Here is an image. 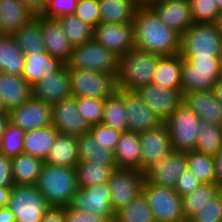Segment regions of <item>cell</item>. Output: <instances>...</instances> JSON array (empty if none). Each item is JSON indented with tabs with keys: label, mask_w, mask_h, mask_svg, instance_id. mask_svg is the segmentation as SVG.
Listing matches in <instances>:
<instances>
[{
	"label": "cell",
	"mask_w": 222,
	"mask_h": 222,
	"mask_svg": "<svg viewBox=\"0 0 222 222\" xmlns=\"http://www.w3.org/2000/svg\"><path fill=\"white\" fill-rule=\"evenodd\" d=\"M182 57L180 53L161 56L152 83L168 88L181 89Z\"/></svg>",
	"instance_id": "obj_30"
},
{
	"label": "cell",
	"mask_w": 222,
	"mask_h": 222,
	"mask_svg": "<svg viewBox=\"0 0 222 222\" xmlns=\"http://www.w3.org/2000/svg\"><path fill=\"white\" fill-rule=\"evenodd\" d=\"M77 143L79 162L102 163L117 168L114 151L100 147L90 133L78 136Z\"/></svg>",
	"instance_id": "obj_35"
},
{
	"label": "cell",
	"mask_w": 222,
	"mask_h": 222,
	"mask_svg": "<svg viewBox=\"0 0 222 222\" xmlns=\"http://www.w3.org/2000/svg\"><path fill=\"white\" fill-rule=\"evenodd\" d=\"M74 14L83 22L95 28L100 23L98 0H78Z\"/></svg>",
	"instance_id": "obj_49"
},
{
	"label": "cell",
	"mask_w": 222,
	"mask_h": 222,
	"mask_svg": "<svg viewBox=\"0 0 222 222\" xmlns=\"http://www.w3.org/2000/svg\"><path fill=\"white\" fill-rule=\"evenodd\" d=\"M18 47L26 54H43L45 52L42 36L41 15H36L28 24H25L14 35Z\"/></svg>",
	"instance_id": "obj_34"
},
{
	"label": "cell",
	"mask_w": 222,
	"mask_h": 222,
	"mask_svg": "<svg viewBox=\"0 0 222 222\" xmlns=\"http://www.w3.org/2000/svg\"><path fill=\"white\" fill-rule=\"evenodd\" d=\"M220 79V57L182 58V93L213 90Z\"/></svg>",
	"instance_id": "obj_5"
},
{
	"label": "cell",
	"mask_w": 222,
	"mask_h": 222,
	"mask_svg": "<svg viewBox=\"0 0 222 222\" xmlns=\"http://www.w3.org/2000/svg\"><path fill=\"white\" fill-rule=\"evenodd\" d=\"M161 56L139 49H132L118 57L117 88L136 91L151 84Z\"/></svg>",
	"instance_id": "obj_2"
},
{
	"label": "cell",
	"mask_w": 222,
	"mask_h": 222,
	"mask_svg": "<svg viewBox=\"0 0 222 222\" xmlns=\"http://www.w3.org/2000/svg\"><path fill=\"white\" fill-rule=\"evenodd\" d=\"M11 158L0 154V187H13Z\"/></svg>",
	"instance_id": "obj_52"
},
{
	"label": "cell",
	"mask_w": 222,
	"mask_h": 222,
	"mask_svg": "<svg viewBox=\"0 0 222 222\" xmlns=\"http://www.w3.org/2000/svg\"><path fill=\"white\" fill-rule=\"evenodd\" d=\"M186 169L187 152L172 151L144 173L145 180L156 186L174 189L176 180Z\"/></svg>",
	"instance_id": "obj_19"
},
{
	"label": "cell",
	"mask_w": 222,
	"mask_h": 222,
	"mask_svg": "<svg viewBox=\"0 0 222 222\" xmlns=\"http://www.w3.org/2000/svg\"><path fill=\"white\" fill-rule=\"evenodd\" d=\"M3 111L21 106L32 97V86L22 77L0 72Z\"/></svg>",
	"instance_id": "obj_24"
},
{
	"label": "cell",
	"mask_w": 222,
	"mask_h": 222,
	"mask_svg": "<svg viewBox=\"0 0 222 222\" xmlns=\"http://www.w3.org/2000/svg\"><path fill=\"white\" fill-rule=\"evenodd\" d=\"M70 206L74 209L97 213L106 220H115V212L111 207V194L108 183L78 188Z\"/></svg>",
	"instance_id": "obj_15"
},
{
	"label": "cell",
	"mask_w": 222,
	"mask_h": 222,
	"mask_svg": "<svg viewBox=\"0 0 222 222\" xmlns=\"http://www.w3.org/2000/svg\"><path fill=\"white\" fill-rule=\"evenodd\" d=\"M183 103H185L201 121L222 126V105L217 101L213 90L184 93Z\"/></svg>",
	"instance_id": "obj_22"
},
{
	"label": "cell",
	"mask_w": 222,
	"mask_h": 222,
	"mask_svg": "<svg viewBox=\"0 0 222 222\" xmlns=\"http://www.w3.org/2000/svg\"><path fill=\"white\" fill-rule=\"evenodd\" d=\"M141 147V172L145 173L154 163L163 161L173 151L165 123L139 133Z\"/></svg>",
	"instance_id": "obj_13"
},
{
	"label": "cell",
	"mask_w": 222,
	"mask_h": 222,
	"mask_svg": "<svg viewBox=\"0 0 222 222\" xmlns=\"http://www.w3.org/2000/svg\"><path fill=\"white\" fill-rule=\"evenodd\" d=\"M135 92L163 122L183 103L182 89H168L151 83Z\"/></svg>",
	"instance_id": "obj_14"
},
{
	"label": "cell",
	"mask_w": 222,
	"mask_h": 222,
	"mask_svg": "<svg viewBox=\"0 0 222 222\" xmlns=\"http://www.w3.org/2000/svg\"><path fill=\"white\" fill-rule=\"evenodd\" d=\"M216 184L222 186V150L213 156Z\"/></svg>",
	"instance_id": "obj_55"
},
{
	"label": "cell",
	"mask_w": 222,
	"mask_h": 222,
	"mask_svg": "<svg viewBox=\"0 0 222 222\" xmlns=\"http://www.w3.org/2000/svg\"><path fill=\"white\" fill-rule=\"evenodd\" d=\"M0 222H16L15 217L8 207H0Z\"/></svg>",
	"instance_id": "obj_57"
},
{
	"label": "cell",
	"mask_w": 222,
	"mask_h": 222,
	"mask_svg": "<svg viewBox=\"0 0 222 222\" xmlns=\"http://www.w3.org/2000/svg\"><path fill=\"white\" fill-rule=\"evenodd\" d=\"M58 133L53 125L25 132L23 153L45 161Z\"/></svg>",
	"instance_id": "obj_32"
},
{
	"label": "cell",
	"mask_w": 222,
	"mask_h": 222,
	"mask_svg": "<svg viewBox=\"0 0 222 222\" xmlns=\"http://www.w3.org/2000/svg\"><path fill=\"white\" fill-rule=\"evenodd\" d=\"M93 39L119 57L135 48L134 25L99 23L94 28Z\"/></svg>",
	"instance_id": "obj_17"
},
{
	"label": "cell",
	"mask_w": 222,
	"mask_h": 222,
	"mask_svg": "<svg viewBox=\"0 0 222 222\" xmlns=\"http://www.w3.org/2000/svg\"><path fill=\"white\" fill-rule=\"evenodd\" d=\"M142 194L151 208L155 222H186L182 199L173 188L156 186L145 180Z\"/></svg>",
	"instance_id": "obj_7"
},
{
	"label": "cell",
	"mask_w": 222,
	"mask_h": 222,
	"mask_svg": "<svg viewBox=\"0 0 222 222\" xmlns=\"http://www.w3.org/2000/svg\"><path fill=\"white\" fill-rule=\"evenodd\" d=\"M220 79H222V56L220 57Z\"/></svg>",
	"instance_id": "obj_63"
},
{
	"label": "cell",
	"mask_w": 222,
	"mask_h": 222,
	"mask_svg": "<svg viewBox=\"0 0 222 222\" xmlns=\"http://www.w3.org/2000/svg\"><path fill=\"white\" fill-rule=\"evenodd\" d=\"M188 222H222V191L208 201Z\"/></svg>",
	"instance_id": "obj_46"
},
{
	"label": "cell",
	"mask_w": 222,
	"mask_h": 222,
	"mask_svg": "<svg viewBox=\"0 0 222 222\" xmlns=\"http://www.w3.org/2000/svg\"><path fill=\"white\" fill-rule=\"evenodd\" d=\"M8 124H9L8 112L6 111L0 112V141Z\"/></svg>",
	"instance_id": "obj_58"
},
{
	"label": "cell",
	"mask_w": 222,
	"mask_h": 222,
	"mask_svg": "<svg viewBox=\"0 0 222 222\" xmlns=\"http://www.w3.org/2000/svg\"><path fill=\"white\" fill-rule=\"evenodd\" d=\"M12 187H0V207H7Z\"/></svg>",
	"instance_id": "obj_56"
},
{
	"label": "cell",
	"mask_w": 222,
	"mask_h": 222,
	"mask_svg": "<svg viewBox=\"0 0 222 222\" xmlns=\"http://www.w3.org/2000/svg\"><path fill=\"white\" fill-rule=\"evenodd\" d=\"M73 97L107 99L117 91L116 74L69 69Z\"/></svg>",
	"instance_id": "obj_8"
},
{
	"label": "cell",
	"mask_w": 222,
	"mask_h": 222,
	"mask_svg": "<svg viewBox=\"0 0 222 222\" xmlns=\"http://www.w3.org/2000/svg\"><path fill=\"white\" fill-rule=\"evenodd\" d=\"M44 163L75 168L79 163L77 136L58 133Z\"/></svg>",
	"instance_id": "obj_27"
},
{
	"label": "cell",
	"mask_w": 222,
	"mask_h": 222,
	"mask_svg": "<svg viewBox=\"0 0 222 222\" xmlns=\"http://www.w3.org/2000/svg\"><path fill=\"white\" fill-rule=\"evenodd\" d=\"M7 207L16 222H41L50 205L36 185H13Z\"/></svg>",
	"instance_id": "obj_10"
},
{
	"label": "cell",
	"mask_w": 222,
	"mask_h": 222,
	"mask_svg": "<svg viewBox=\"0 0 222 222\" xmlns=\"http://www.w3.org/2000/svg\"><path fill=\"white\" fill-rule=\"evenodd\" d=\"M20 1L36 15H41L47 4V0H20Z\"/></svg>",
	"instance_id": "obj_54"
},
{
	"label": "cell",
	"mask_w": 222,
	"mask_h": 222,
	"mask_svg": "<svg viewBox=\"0 0 222 222\" xmlns=\"http://www.w3.org/2000/svg\"><path fill=\"white\" fill-rule=\"evenodd\" d=\"M194 23H216L222 13L215 0H189Z\"/></svg>",
	"instance_id": "obj_44"
},
{
	"label": "cell",
	"mask_w": 222,
	"mask_h": 222,
	"mask_svg": "<svg viewBox=\"0 0 222 222\" xmlns=\"http://www.w3.org/2000/svg\"><path fill=\"white\" fill-rule=\"evenodd\" d=\"M71 96L72 92L67 64H64L50 77L32 85V97L50 105Z\"/></svg>",
	"instance_id": "obj_20"
},
{
	"label": "cell",
	"mask_w": 222,
	"mask_h": 222,
	"mask_svg": "<svg viewBox=\"0 0 222 222\" xmlns=\"http://www.w3.org/2000/svg\"><path fill=\"white\" fill-rule=\"evenodd\" d=\"M14 185H36L44 164L40 158L21 153L11 158Z\"/></svg>",
	"instance_id": "obj_33"
},
{
	"label": "cell",
	"mask_w": 222,
	"mask_h": 222,
	"mask_svg": "<svg viewBox=\"0 0 222 222\" xmlns=\"http://www.w3.org/2000/svg\"><path fill=\"white\" fill-rule=\"evenodd\" d=\"M65 222H105L106 219L94 212L74 209L70 205L64 207Z\"/></svg>",
	"instance_id": "obj_51"
},
{
	"label": "cell",
	"mask_w": 222,
	"mask_h": 222,
	"mask_svg": "<svg viewBox=\"0 0 222 222\" xmlns=\"http://www.w3.org/2000/svg\"><path fill=\"white\" fill-rule=\"evenodd\" d=\"M69 69L117 74L118 57L109 49L92 39L73 47L71 58L67 63Z\"/></svg>",
	"instance_id": "obj_6"
},
{
	"label": "cell",
	"mask_w": 222,
	"mask_h": 222,
	"mask_svg": "<svg viewBox=\"0 0 222 222\" xmlns=\"http://www.w3.org/2000/svg\"><path fill=\"white\" fill-rule=\"evenodd\" d=\"M35 17L20 0H0V35H14Z\"/></svg>",
	"instance_id": "obj_25"
},
{
	"label": "cell",
	"mask_w": 222,
	"mask_h": 222,
	"mask_svg": "<svg viewBox=\"0 0 222 222\" xmlns=\"http://www.w3.org/2000/svg\"><path fill=\"white\" fill-rule=\"evenodd\" d=\"M140 7H150L155 0H134Z\"/></svg>",
	"instance_id": "obj_60"
},
{
	"label": "cell",
	"mask_w": 222,
	"mask_h": 222,
	"mask_svg": "<svg viewBox=\"0 0 222 222\" xmlns=\"http://www.w3.org/2000/svg\"><path fill=\"white\" fill-rule=\"evenodd\" d=\"M203 182L195 176L188 168L182 172L179 178L176 180L174 190L184 197L185 195L190 194L196 188L200 187Z\"/></svg>",
	"instance_id": "obj_50"
},
{
	"label": "cell",
	"mask_w": 222,
	"mask_h": 222,
	"mask_svg": "<svg viewBox=\"0 0 222 222\" xmlns=\"http://www.w3.org/2000/svg\"><path fill=\"white\" fill-rule=\"evenodd\" d=\"M75 170L78 188H85L107 183L114 168L102 163L79 162Z\"/></svg>",
	"instance_id": "obj_36"
},
{
	"label": "cell",
	"mask_w": 222,
	"mask_h": 222,
	"mask_svg": "<svg viewBox=\"0 0 222 222\" xmlns=\"http://www.w3.org/2000/svg\"><path fill=\"white\" fill-rule=\"evenodd\" d=\"M50 207H66L78 190L74 167L44 163L36 184Z\"/></svg>",
	"instance_id": "obj_3"
},
{
	"label": "cell",
	"mask_w": 222,
	"mask_h": 222,
	"mask_svg": "<svg viewBox=\"0 0 222 222\" xmlns=\"http://www.w3.org/2000/svg\"><path fill=\"white\" fill-rule=\"evenodd\" d=\"M64 64L46 51L43 54H26L22 77L32 86L36 82L50 77Z\"/></svg>",
	"instance_id": "obj_26"
},
{
	"label": "cell",
	"mask_w": 222,
	"mask_h": 222,
	"mask_svg": "<svg viewBox=\"0 0 222 222\" xmlns=\"http://www.w3.org/2000/svg\"><path fill=\"white\" fill-rule=\"evenodd\" d=\"M105 222H115V220H106Z\"/></svg>",
	"instance_id": "obj_65"
},
{
	"label": "cell",
	"mask_w": 222,
	"mask_h": 222,
	"mask_svg": "<svg viewBox=\"0 0 222 222\" xmlns=\"http://www.w3.org/2000/svg\"><path fill=\"white\" fill-rule=\"evenodd\" d=\"M8 114L9 122L25 132L52 125V105L33 97Z\"/></svg>",
	"instance_id": "obj_12"
},
{
	"label": "cell",
	"mask_w": 222,
	"mask_h": 222,
	"mask_svg": "<svg viewBox=\"0 0 222 222\" xmlns=\"http://www.w3.org/2000/svg\"><path fill=\"white\" fill-rule=\"evenodd\" d=\"M117 92L124 98V107L128 114L127 131L139 134L164 123L135 91L117 89Z\"/></svg>",
	"instance_id": "obj_16"
},
{
	"label": "cell",
	"mask_w": 222,
	"mask_h": 222,
	"mask_svg": "<svg viewBox=\"0 0 222 222\" xmlns=\"http://www.w3.org/2000/svg\"><path fill=\"white\" fill-rule=\"evenodd\" d=\"M41 222H65L64 207H49Z\"/></svg>",
	"instance_id": "obj_53"
},
{
	"label": "cell",
	"mask_w": 222,
	"mask_h": 222,
	"mask_svg": "<svg viewBox=\"0 0 222 222\" xmlns=\"http://www.w3.org/2000/svg\"><path fill=\"white\" fill-rule=\"evenodd\" d=\"M194 150L211 156L222 150V126L200 121Z\"/></svg>",
	"instance_id": "obj_40"
},
{
	"label": "cell",
	"mask_w": 222,
	"mask_h": 222,
	"mask_svg": "<svg viewBox=\"0 0 222 222\" xmlns=\"http://www.w3.org/2000/svg\"><path fill=\"white\" fill-rule=\"evenodd\" d=\"M222 191L218 184L203 183L193 192L182 197V209L186 221L199 212L211 199L215 198Z\"/></svg>",
	"instance_id": "obj_37"
},
{
	"label": "cell",
	"mask_w": 222,
	"mask_h": 222,
	"mask_svg": "<svg viewBox=\"0 0 222 222\" xmlns=\"http://www.w3.org/2000/svg\"><path fill=\"white\" fill-rule=\"evenodd\" d=\"M52 125L59 133L80 136L89 133L91 126L80 116L76 98L71 96L52 105Z\"/></svg>",
	"instance_id": "obj_18"
},
{
	"label": "cell",
	"mask_w": 222,
	"mask_h": 222,
	"mask_svg": "<svg viewBox=\"0 0 222 222\" xmlns=\"http://www.w3.org/2000/svg\"><path fill=\"white\" fill-rule=\"evenodd\" d=\"M141 147L138 133L122 132L114 150L117 168L141 171Z\"/></svg>",
	"instance_id": "obj_29"
},
{
	"label": "cell",
	"mask_w": 222,
	"mask_h": 222,
	"mask_svg": "<svg viewBox=\"0 0 222 222\" xmlns=\"http://www.w3.org/2000/svg\"><path fill=\"white\" fill-rule=\"evenodd\" d=\"M115 222H155L143 194L115 213Z\"/></svg>",
	"instance_id": "obj_42"
},
{
	"label": "cell",
	"mask_w": 222,
	"mask_h": 222,
	"mask_svg": "<svg viewBox=\"0 0 222 222\" xmlns=\"http://www.w3.org/2000/svg\"><path fill=\"white\" fill-rule=\"evenodd\" d=\"M213 91L217 101L222 105V79H219L217 81V84L213 88Z\"/></svg>",
	"instance_id": "obj_59"
},
{
	"label": "cell",
	"mask_w": 222,
	"mask_h": 222,
	"mask_svg": "<svg viewBox=\"0 0 222 222\" xmlns=\"http://www.w3.org/2000/svg\"><path fill=\"white\" fill-rule=\"evenodd\" d=\"M145 175L137 169L115 168L107 182L111 207L116 213L142 194Z\"/></svg>",
	"instance_id": "obj_11"
},
{
	"label": "cell",
	"mask_w": 222,
	"mask_h": 222,
	"mask_svg": "<svg viewBox=\"0 0 222 222\" xmlns=\"http://www.w3.org/2000/svg\"><path fill=\"white\" fill-rule=\"evenodd\" d=\"M182 58H210L222 56V36L216 23H194L181 35Z\"/></svg>",
	"instance_id": "obj_4"
},
{
	"label": "cell",
	"mask_w": 222,
	"mask_h": 222,
	"mask_svg": "<svg viewBox=\"0 0 222 222\" xmlns=\"http://www.w3.org/2000/svg\"><path fill=\"white\" fill-rule=\"evenodd\" d=\"M89 133L93 136L100 147L114 151L122 132L100 123L92 125Z\"/></svg>",
	"instance_id": "obj_47"
},
{
	"label": "cell",
	"mask_w": 222,
	"mask_h": 222,
	"mask_svg": "<svg viewBox=\"0 0 222 222\" xmlns=\"http://www.w3.org/2000/svg\"><path fill=\"white\" fill-rule=\"evenodd\" d=\"M72 47H76L91 41L94 35V28L83 22L75 14L62 16L57 19Z\"/></svg>",
	"instance_id": "obj_39"
},
{
	"label": "cell",
	"mask_w": 222,
	"mask_h": 222,
	"mask_svg": "<svg viewBox=\"0 0 222 222\" xmlns=\"http://www.w3.org/2000/svg\"><path fill=\"white\" fill-rule=\"evenodd\" d=\"M127 111L124 107V98L116 91L105 99L101 123L120 132L127 131Z\"/></svg>",
	"instance_id": "obj_38"
},
{
	"label": "cell",
	"mask_w": 222,
	"mask_h": 222,
	"mask_svg": "<svg viewBox=\"0 0 222 222\" xmlns=\"http://www.w3.org/2000/svg\"><path fill=\"white\" fill-rule=\"evenodd\" d=\"M100 23L133 24L140 6L134 0H98Z\"/></svg>",
	"instance_id": "obj_28"
},
{
	"label": "cell",
	"mask_w": 222,
	"mask_h": 222,
	"mask_svg": "<svg viewBox=\"0 0 222 222\" xmlns=\"http://www.w3.org/2000/svg\"><path fill=\"white\" fill-rule=\"evenodd\" d=\"M135 48L160 56L180 53L181 35L166 26L150 7H140L134 22Z\"/></svg>",
	"instance_id": "obj_1"
},
{
	"label": "cell",
	"mask_w": 222,
	"mask_h": 222,
	"mask_svg": "<svg viewBox=\"0 0 222 222\" xmlns=\"http://www.w3.org/2000/svg\"><path fill=\"white\" fill-rule=\"evenodd\" d=\"M78 0H47L42 16L50 19H58L62 16L74 14Z\"/></svg>",
	"instance_id": "obj_48"
},
{
	"label": "cell",
	"mask_w": 222,
	"mask_h": 222,
	"mask_svg": "<svg viewBox=\"0 0 222 222\" xmlns=\"http://www.w3.org/2000/svg\"><path fill=\"white\" fill-rule=\"evenodd\" d=\"M199 117L182 103L164 122L167 126L173 151L194 150L200 124Z\"/></svg>",
	"instance_id": "obj_9"
},
{
	"label": "cell",
	"mask_w": 222,
	"mask_h": 222,
	"mask_svg": "<svg viewBox=\"0 0 222 222\" xmlns=\"http://www.w3.org/2000/svg\"><path fill=\"white\" fill-rule=\"evenodd\" d=\"M215 2L217 3L219 9L222 11V0H215Z\"/></svg>",
	"instance_id": "obj_62"
},
{
	"label": "cell",
	"mask_w": 222,
	"mask_h": 222,
	"mask_svg": "<svg viewBox=\"0 0 222 222\" xmlns=\"http://www.w3.org/2000/svg\"><path fill=\"white\" fill-rule=\"evenodd\" d=\"M216 24H217L219 32H220V34L222 36V13L218 17V20H217Z\"/></svg>",
	"instance_id": "obj_61"
},
{
	"label": "cell",
	"mask_w": 222,
	"mask_h": 222,
	"mask_svg": "<svg viewBox=\"0 0 222 222\" xmlns=\"http://www.w3.org/2000/svg\"><path fill=\"white\" fill-rule=\"evenodd\" d=\"M80 116L92 126L100 124L103 117L105 99L75 97Z\"/></svg>",
	"instance_id": "obj_45"
},
{
	"label": "cell",
	"mask_w": 222,
	"mask_h": 222,
	"mask_svg": "<svg viewBox=\"0 0 222 222\" xmlns=\"http://www.w3.org/2000/svg\"><path fill=\"white\" fill-rule=\"evenodd\" d=\"M187 168L203 183L216 184L213 156L196 150L187 151Z\"/></svg>",
	"instance_id": "obj_41"
},
{
	"label": "cell",
	"mask_w": 222,
	"mask_h": 222,
	"mask_svg": "<svg viewBox=\"0 0 222 222\" xmlns=\"http://www.w3.org/2000/svg\"><path fill=\"white\" fill-rule=\"evenodd\" d=\"M25 54L13 35H0V72L22 76Z\"/></svg>",
	"instance_id": "obj_31"
},
{
	"label": "cell",
	"mask_w": 222,
	"mask_h": 222,
	"mask_svg": "<svg viewBox=\"0 0 222 222\" xmlns=\"http://www.w3.org/2000/svg\"><path fill=\"white\" fill-rule=\"evenodd\" d=\"M24 135L25 131L9 122L0 141V154L13 158L23 153Z\"/></svg>",
	"instance_id": "obj_43"
},
{
	"label": "cell",
	"mask_w": 222,
	"mask_h": 222,
	"mask_svg": "<svg viewBox=\"0 0 222 222\" xmlns=\"http://www.w3.org/2000/svg\"><path fill=\"white\" fill-rule=\"evenodd\" d=\"M41 24L45 51L67 64L71 58L73 47L64 34L59 21L41 15Z\"/></svg>",
	"instance_id": "obj_23"
},
{
	"label": "cell",
	"mask_w": 222,
	"mask_h": 222,
	"mask_svg": "<svg viewBox=\"0 0 222 222\" xmlns=\"http://www.w3.org/2000/svg\"><path fill=\"white\" fill-rule=\"evenodd\" d=\"M150 8L168 27L182 35L193 24L189 0H164L154 2Z\"/></svg>",
	"instance_id": "obj_21"
},
{
	"label": "cell",
	"mask_w": 222,
	"mask_h": 222,
	"mask_svg": "<svg viewBox=\"0 0 222 222\" xmlns=\"http://www.w3.org/2000/svg\"><path fill=\"white\" fill-rule=\"evenodd\" d=\"M0 112H3V103H2L1 95H0Z\"/></svg>",
	"instance_id": "obj_64"
}]
</instances>
